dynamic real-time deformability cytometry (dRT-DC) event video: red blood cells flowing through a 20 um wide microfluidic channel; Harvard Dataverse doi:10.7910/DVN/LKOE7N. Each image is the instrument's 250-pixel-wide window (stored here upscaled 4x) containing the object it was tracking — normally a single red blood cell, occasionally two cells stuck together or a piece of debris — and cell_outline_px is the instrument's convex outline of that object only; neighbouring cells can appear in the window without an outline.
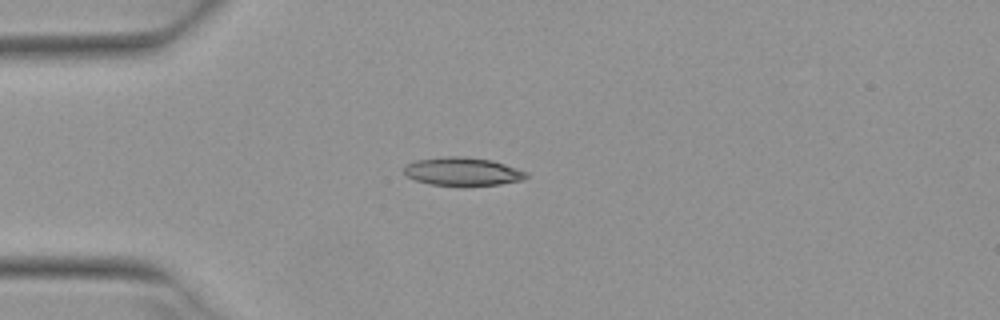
{"species": "Egyptian fruit bat (a non-hibernating species)", "species_latin": "Rousettus aegyptiacus", "temperature_condition": "warm", "stored_images_in_passage": 1, "camera_frame_rate_fps": 3000, "um_per_image_px": 0.085, "animal": {"sex": "female"}, "frame": {"image": 1, "passage_image": 1, "time_ms": 0.0, "image_size_px": [1000, 320], "cell_outline_px": [[528, 176], [524, 180], [500, 184], [460, 188], [428, 184], [416, 180], [408, 176], [404, 172], [404, 164], [416, 160], [448, 156], [464, 156], [492, 160], [528, 172]], "centroid_in_image_um": [39.32, 14.61], "position_along_channel_um": 45.7, "area_um2": 20.81}}